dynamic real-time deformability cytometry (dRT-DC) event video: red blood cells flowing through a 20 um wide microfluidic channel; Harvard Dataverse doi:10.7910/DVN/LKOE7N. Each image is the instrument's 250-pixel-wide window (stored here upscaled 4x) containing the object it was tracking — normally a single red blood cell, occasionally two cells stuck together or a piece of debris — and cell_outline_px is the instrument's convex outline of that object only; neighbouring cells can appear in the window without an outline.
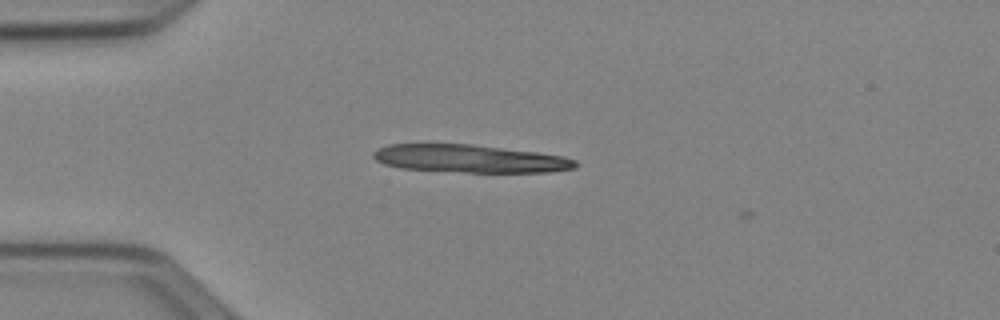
{"species": "Egyptian fruit bat (a non-hibernating species)", "species_latin": "Rousettus aegyptiacus", "temperature_condition": "cold", "stored_images_in_passage": 11, "camera_frame_rate_fps": 3000, "um_per_image_px": 0.085, "animal": {"sex": "female"}, "frame": {"image": 1, "passage_image": 4, "time_ms": 1.0, "image_size_px": [1000, 320], "cell_outline_px": [[576, 168], [548, 172], [468, 172], [400, 168], [384, 164], [376, 160], [372, 156], [372, 152], [388, 144], [472, 144], [536, 152], [564, 156], [576, 160]], "centroid_in_image_um": [39.93, 13.48], "position_along_channel_um": 45.1, "area_um2": 32.66}}